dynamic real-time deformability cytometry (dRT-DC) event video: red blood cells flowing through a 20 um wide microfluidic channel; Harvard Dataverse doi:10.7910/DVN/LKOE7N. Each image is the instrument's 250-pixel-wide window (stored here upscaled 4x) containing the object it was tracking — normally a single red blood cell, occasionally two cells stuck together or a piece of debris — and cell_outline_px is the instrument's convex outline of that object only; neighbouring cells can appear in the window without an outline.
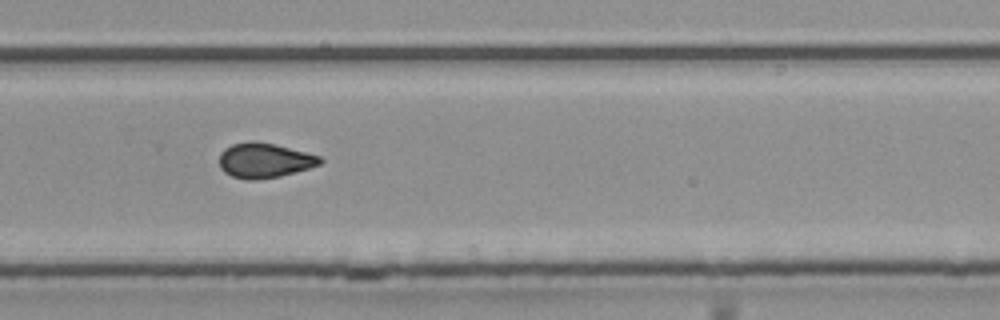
{"species": "common noctule bat (a hibernating species)", "species_latin": "Nyctalus noctula", "temperature_condition": "room temperature", "stored_images_in_passage": 55, "segment_of_instrument_passage": [2, 2], "camera_frame_rate_fps": 3000, "um_per_image_px": 0.085, "animal": {"sex": "male", "body_mass_g": 20.4}, "frame": {"image": 1, "passage_image": 37, "time_ms": 12.0, "image_size_px": [1000, 320], "cell_outline_px": [[324, 160], [320, 164], [308, 168], [280, 176], [256, 180], [248, 180], [232, 176], [224, 172], [220, 168], [220, 152], [224, 148], [232, 144], [276, 144], [320, 156]], "centroid_in_image_um": [22.48, 13.67], "position_along_channel_um": 307.3, "area_um2": 19.88}}
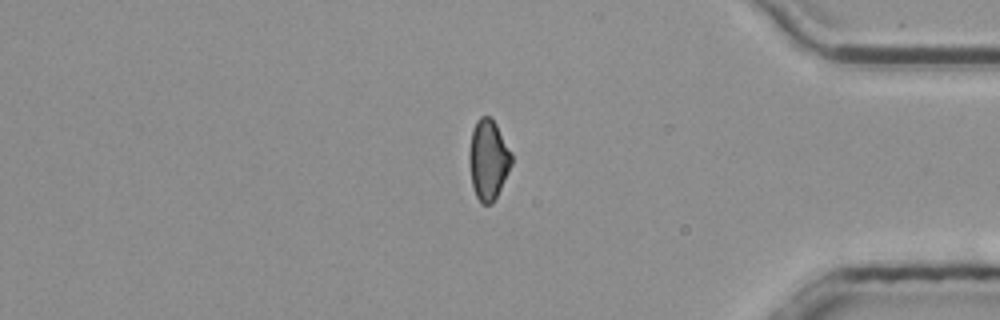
{"frame": {"image": 2, "passage_image": 46, "time_ms": 15.0, "image_size_px": [1000, 320], "cell_outline_px": [[512, 164], [492, 204], [480, 204], [476, 196], [472, 184], [468, 160], [468, 152], [472, 128], [476, 120], [480, 116], [488, 116], [496, 124], [512, 152]], "centroid_in_image_um": [41.48, 13.55], "position_along_channel_um": 393.7, "area_um2": 19.88}}
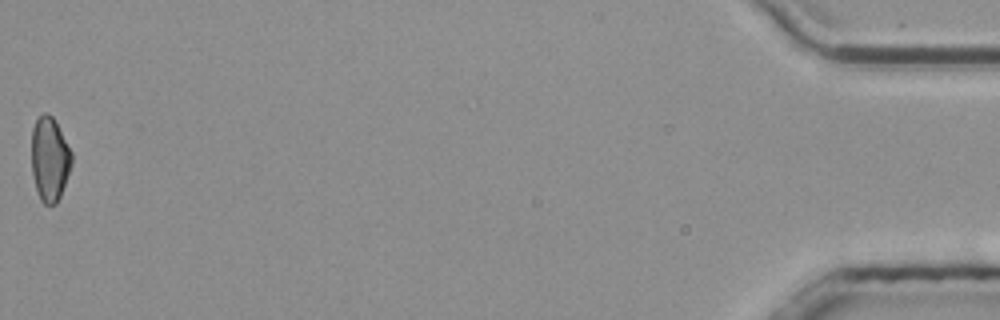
{"frame": {"image": 3, "passage_image": 55, "time_ms": 18.0, "image_size_px": [1000, 320], "cell_outline_px": [[72, 164], [60, 196], [56, 204], [44, 204], [40, 200], [32, 176], [32, 128], [36, 120], [44, 112], [48, 112], [52, 116], [72, 152]], "centroid_in_image_um": [4.21, 13.52], "position_along_channel_um": 431.0, "area_um2": 19.59}}